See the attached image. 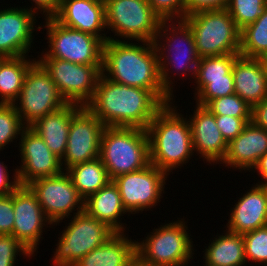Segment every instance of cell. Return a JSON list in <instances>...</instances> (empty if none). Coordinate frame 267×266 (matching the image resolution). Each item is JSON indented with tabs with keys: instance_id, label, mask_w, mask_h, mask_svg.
<instances>
[{
	"instance_id": "20",
	"label": "cell",
	"mask_w": 267,
	"mask_h": 266,
	"mask_svg": "<svg viewBox=\"0 0 267 266\" xmlns=\"http://www.w3.org/2000/svg\"><path fill=\"white\" fill-rule=\"evenodd\" d=\"M54 18L64 26L93 34L104 43L109 39L105 33L103 0H60L59 11Z\"/></svg>"
},
{
	"instance_id": "33",
	"label": "cell",
	"mask_w": 267,
	"mask_h": 266,
	"mask_svg": "<svg viewBox=\"0 0 267 266\" xmlns=\"http://www.w3.org/2000/svg\"><path fill=\"white\" fill-rule=\"evenodd\" d=\"M26 127L13 104L0 103V151L18 140Z\"/></svg>"
},
{
	"instance_id": "28",
	"label": "cell",
	"mask_w": 267,
	"mask_h": 266,
	"mask_svg": "<svg viewBox=\"0 0 267 266\" xmlns=\"http://www.w3.org/2000/svg\"><path fill=\"white\" fill-rule=\"evenodd\" d=\"M29 57H7L0 64V103L13 104L18 98L26 73L37 60Z\"/></svg>"
},
{
	"instance_id": "26",
	"label": "cell",
	"mask_w": 267,
	"mask_h": 266,
	"mask_svg": "<svg viewBox=\"0 0 267 266\" xmlns=\"http://www.w3.org/2000/svg\"><path fill=\"white\" fill-rule=\"evenodd\" d=\"M126 233H115L73 266H128L136 256V240Z\"/></svg>"
},
{
	"instance_id": "32",
	"label": "cell",
	"mask_w": 267,
	"mask_h": 266,
	"mask_svg": "<svg viewBox=\"0 0 267 266\" xmlns=\"http://www.w3.org/2000/svg\"><path fill=\"white\" fill-rule=\"evenodd\" d=\"M195 103L205 107L211 100L231 94H235L232 71L227 79L195 80ZM197 91V92H196Z\"/></svg>"
},
{
	"instance_id": "3",
	"label": "cell",
	"mask_w": 267,
	"mask_h": 266,
	"mask_svg": "<svg viewBox=\"0 0 267 266\" xmlns=\"http://www.w3.org/2000/svg\"><path fill=\"white\" fill-rule=\"evenodd\" d=\"M173 105L174 102L166 104L147 128L150 163L168 175L173 169L182 168L194 156L188 118Z\"/></svg>"
},
{
	"instance_id": "43",
	"label": "cell",
	"mask_w": 267,
	"mask_h": 266,
	"mask_svg": "<svg viewBox=\"0 0 267 266\" xmlns=\"http://www.w3.org/2000/svg\"><path fill=\"white\" fill-rule=\"evenodd\" d=\"M11 177L9 176V171L7 165H4V162L0 161V196L8 195L14 192V190L19 186L17 172L13 173Z\"/></svg>"
},
{
	"instance_id": "10",
	"label": "cell",
	"mask_w": 267,
	"mask_h": 266,
	"mask_svg": "<svg viewBox=\"0 0 267 266\" xmlns=\"http://www.w3.org/2000/svg\"><path fill=\"white\" fill-rule=\"evenodd\" d=\"M64 229L58 237L52 257L54 266H73L115 234L105 223L89 216L85 211L71 217Z\"/></svg>"
},
{
	"instance_id": "19",
	"label": "cell",
	"mask_w": 267,
	"mask_h": 266,
	"mask_svg": "<svg viewBox=\"0 0 267 266\" xmlns=\"http://www.w3.org/2000/svg\"><path fill=\"white\" fill-rule=\"evenodd\" d=\"M188 121L191 128L193 149L206 163L221 164L226 156L228 143L223 138L215 121V115L206 107L195 105Z\"/></svg>"
},
{
	"instance_id": "1",
	"label": "cell",
	"mask_w": 267,
	"mask_h": 266,
	"mask_svg": "<svg viewBox=\"0 0 267 266\" xmlns=\"http://www.w3.org/2000/svg\"><path fill=\"white\" fill-rule=\"evenodd\" d=\"M137 42L108 39L103 46L102 75L116 83L151 90L165 104L172 103L174 97L161 82L154 42Z\"/></svg>"
},
{
	"instance_id": "4",
	"label": "cell",
	"mask_w": 267,
	"mask_h": 266,
	"mask_svg": "<svg viewBox=\"0 0 267 266\" xmlns=\"http://www.w3.org/2000/svg\"><path fill=\"white\" fill-rule=\"evenodd\" d=\"M154 45L158 52L162 85L174 97L175 76L184 78L187 75L184 79L188 77L189 80V76L194 79L200 60L192 30L185 20H162Z\"/></svg>"
},
{
	"instance_id": "35",
	"label": "cell",
	"mask_w": 267,
	"mask_h": 266,
	"mask_svg": "<svg viewBox=\"0 0 267 266\" xmlns=\"http://www.w3.org/2000/svg\"><path fill=\"white\" fill-rule=\"evenodd\" d=\"M214 115H228L236 118H251L252 107L237 94L211 100L205 106Z\"/></svg>"
},
{
	"instance_id": "42",
	"label": "cell",
	"mask_w": 267,
	"mask_h": 266,
	"mask_svg": "<svg viewBox=\"0 0 267 266\" xmlns=\"http://www.w3.org/2000/svg\"><path fill=\"white\" fill-rule=\"evenodd\" d=\"M35 4L34 8L29 6L27 9L37 16L38 12H43L44 19L54 18L59 11L60 0H30Z\"/></svg>"
},
{
	"instance_id": "24",
	"label": "cell",
	"mask_w": 267,
	"mask_h": 266,
	"mask_svg": "<svg viewBox=\"0 0 267 266\" xmlns=\"http://www.w3.org/2000/svg\"><path fill=\"white\" fill-rule=\"evenodd\" d=\"M232 73L235 94L251 107L267 98V76L258 58L239 55Z\"/></svg>"
},
{
	"instance_id": "2",
	"label": "cell",
	"mask_w": 267,
	"mask_h": 266,
	"mask_svg": "<svg viewBox=\"0 0 267 266\" xmlns=\"http://www.w3.org/2000/svg\"><path fill=\"white\" fill-rule=\"evenodd\" d=\"M166 104L151 90L116 83L102 74L86 106L105 127L147 129Z\"/></svg>"
},
{
	"instance_id": "39",
	"label": "cell",
	"mask_w": 267,
	"mask_h": 266,
	"mask_svg": "<svg viewBox=\"0 0 267 266\" xmlns=\"http://www.w3.org/2000/svg\"><path fill=\"white\" fill-rule=\"evenodd\" d=\"M215 121L223 138L227 143H229L243 131L246 124L251 121V118H236L228 115H215Z\"/></svg>"
},
{
	"instance_id": "44",
	"label": "cell",
	"mask_w": 267,
	"mask_h": 266,
	"mask_svg": "<svg viewBox=\"0 0 267 266\" xmlns=\"http://www.w3.org/2000/svg\"><path fill=\"white\" fill-rule=\"evenodd\" d=\"M251 121L267 130V98L252 107Z\"/></svg>"
},
{
	"instance_id": "9",
	"label": "cell",
	"mask_w": 267,
	"mask_h": 266,
	"mask_svg": "<svg viewBox=\"0 0 267 266\" xmlns=\"http://www.w3.org/2000/svg\"><path fill=\"white\" fill-rule=\"evenodd\" d=\"M46 21V22H45ZM48 46L40 58H58L81 65H102L104 42L93 34L45 19ZM49 48V49H48Z\"/></svg>"
},
{
	"instance_id": "13",
	"label": "cell",
	"mask_w": 267,
	"mask_h": 266,
	"mask_svg": "<svg viewBox=\"0 0 267 266\" xmlns=\"http://www.w3.org/2000/svg\"><path fill=\"white\" fill-rule=\"evenodd\" d=\"M28 186L37 196L43 212L53 226L71 217V213L74 216L84 211V199L66 171L35 179Z\"/></svg>"
},
{
	"instance_id": "7",
	"label": "cell",
	"mask_w": 267,
	"mask_h": 266,
	"mask_svg": "<svg viewBox=\"0 0 267 266\" xmlns=\"http://www.w3.org/2000/svg\"><path fill=\"white\" fill-rule=\"evenodd\" d=\"M184 20L192 30L200 58L239 53L241 30L226 9L200 11Z\"/></svg>"
},
{
	"instance_id": "45",
	"label": "cell",
	"mask_w": 267,
	"mask_h": 266,
	"mask_svg": "<svg viewBox=\"0 0 267 266\" xmlns=\"http://www.w3.org/2000/svg\"><path fill=\"white\" fill-rule=\"evenodd\" d=\"M252 171H257V175L261 176V181L256 184L267 185V153L258 160Z\"/></svg>"
},
{
	"instance_id": "6",
	"label": "cell",
	"mask_w": 267,
	"mask_h": 266,
	"mask_svg": "<svg viewBox=\"0 0 267 266\" xmlns=\"http://www.w3.org/2000/svg\"><path fill=\"white\" fill-rule=\"evenodd\" d=\"M165 224V225H164ZM136 241V256L153 266H187L193 259L194 247L187 221L172 220Z\"/></svg>"
},
{
	"instance_id": "47",
	"label": "cell",
	"mask_w": 267,
	"mask_h": 266,
	"mask_svg": "<svg viewBox=\"0 0 267 266\" xmlns=\"http://www.w3.org/2000/svg\"><path fill=\"white\" fill-rule=\"evenodd\" d=\"M258 59L262 65L264 73L267 76V52L262 54Z\"/></svg>"
},
{
	"instance_id": "40",
	"label": "cell",
	"mask_w": 267,
	"mask_h": 266,
	"mask_svg": "<svg viewBox=\"0 0 267 266\" xmlns=\"http://www.w3.org/2000/svg\"><path fill=\"white\" fill-rule=\"evenodd\" d=\"M13 193L0 196V235H13Z\"/></svg>"
},
{
	"instance_id": "14",
	"label": "cell",
	"mask_w": 267,
	"mask_h": 266,
	"mask_svg": "<svg viewBox=\"0 0 267 266\" xmlns=\"http://www.w3.org/2000/svg\"><path fill=\"white\" fill-rule=\"evenodd\" d=\"M167 176L165 171L150 163L141 170L122 174L113 179L129 216L144 209L149 211L158 205L165 192Z\"/></svg>"
},
{
	"instance_id": "11",
	"label": "cell",
	"mask_w": 267,
	"mask_h": 266,
	"mask_svg": "<svg viewBox=\"0 0 267 266\" xmlns=\"http://www.w3.org/2000/svg\"><path fill=\"white\" fill-rule=\"evenodd\" d=\"M66 104L49 72L38 60L30 66L24 78L21 93L13 102L22 122L27 127Z\"/></svg>"
},
{
	"instance_id": "18",
	"label": "cell",
	"mask_w": 267,
	"mask_h": 266,
	"mask_svg": "<svg viewBox=\"0 0 267 266\" xmlns=\"http://www.w3.org/2000/svg\"><path fill=\"white\" fill-rule=\"evenodd\" d=\"M36 17L26 6L0 9V55L28 56L34 43Z\"/></svg>"
},
{
	"instance_id": "23",
	"label": "cell",
	"mask_w": 267,
	"mask_h": 266,
	"mask_svg": "<svg viewBox=\"0 0 267 266\" xmlns=\"http://www.w3.org/2000/svg\"><path fill=\"white\" fill-rule=\"evenodd\" d=\"M82 108V106L67 103L60 109L37 119L29 127L44 140L52 153L62 159L67 148L72 118Z\"/></svg>"
},
{
	"instance_id": "27",
	"label": "cell",
	"mask_w": 267,
	"mask_h": 266,
	"mask_svg": "<svg viewBox=\"0 0 267 266\" xmlns=\"http://www.w3.org/2000/svg\"><path fill=\"white\" fill-rule=\"evenodd\" d=\"M203 251L204 266H246L243 235L224 230ZM224 234V235H223Z\"/></svg>"
},
{
	"instance_id": "5",
	"label": "cell",
	"mask_w": 267,
	"mask_h": 266,
	"mask_svg": "<svg viewBox=\"0 0 267 266\" xmlns=\"http://www.w3.org/2000/svg\"><path fill=\"white\" fill-rule=\"evenodd\" d=\"M99 158L110 180L145 168L150 164L147 129L105 127L101 135Z\"/></svg>"
},
{
	"instance_id": "31",
	"label": "cell",
	"mask_w": 267,
	"mask_h": 266,
	"mask_svg": "<svg viewBox=\"0 0 267 266\" xmlns=\"http://www.w3.org/2000/svg\"><path fill=\"white\" fill-rule=\"evenodd\" d=\"M239 53L223 56L202 57L198 61L194 80L227 79Z\"/></svg>"
},
{
	"instance_id": "46",
	"label": "cell",
	"mask_w": 267,
	"mask_h": 266,
	"mask_svg": "<svg viewBox=\"0 0 267 266\" xmlns=\"http://www.w3.org/2000/svg\"><path fill=\"white\" fill-rule=\"evenodd\" d=\"M128 266H153L143 262L139 257L135 256Z\"/></svg>"
},
{
	"instance_id": "37",
	"label": "cell",
	"mask_w": 267,
	"mask_h": 266,
	"mask_svg": "<svg viewBox=\"0 0 267 266\" xmlns=\"http://www.w3.org/2000/svg\"><path fill=\"white\" fill-rule=\"evenodd\" d=\"M19 253V254H18ZM18 255L32 257L33 254L13 235H0V266H14Z\"/></svg>"
},
{
	"instance_id": "17",
	"label": "cell",
	"mask_w": 267,
	"mask_h": 266,
	"mask_svg": "<svg viewBox=\"0 0 267 266\" xmlns=\"http://www.w3.org/2000/svg\"><path fill=\"white\" fill-rule=\"evenodd\" d=\"M21 164L14 169L19 185H28L38 178L50 177L63 171L61 159L45 144L30 127H26L19 139Z\"/></svg>"
},
{
	"instance_id": "36",
	"label": "cell",
	"mask_w": 267,
	"mask_h": 266,
	"mask_svg": "<svg viewBox=\"0 0 267 266\" xmlns=\"http://www.w3.org/2000/svg\"><path fill=\"white\" fill-rule=\"evenodd\" d=\"M243 238L247 263L267 266V226L245 233Z\"/></svg>"
},
{
	"instance_id": "30",
	"label": "cell",
	"mask_w": 267,
	"mask_h": 266,
	"mask_svg": "<svg viewBox=\"0 0 267 266\" xmlns=\"http://www.w3.org/2000/svg\"><path fill=\"white\" fill-rule=\"evenodd\" d=\"M267 52V6L256 21L247 25L240 33L239 54L259 58Z\"/></svg>"
},
{
	"instance_id": "34",
	"label": "cell",
	"mask_w": 267,
	"mask_h": 266,
	"mask_svg": "<svg viewBox=\"0 0 267 266\" xmlns=\"http://www.w3.org/2000/svg\"><path fill=\"white\" fill-rule=\"evenodd\" d=\"M267 6V0H229L226 10L242 30L256 21Z\"/></svg>"
},
{
	"instance_id": "12",
	"label": "cell",
	"mask_w": 267,
	"mask_h": 266,
	"mask_svg": "<svg viewBox=\"0 0 267 266\" xmlns=\"http://www.w3.org/2000/svg\"><path fill=\"white\" fill-rule=\"evenodd\" d=\"M49 72L63 99L86 107L94 97L102 65H81L58 58L37 59Z\"/></svg>"
},
{
	"instance_id": "41",
	"label": "cell",
	"mask_w": 267,
	"mask_h": 266,
	"mask_svg": "<svg viewBox=\"0 0 267 266\" xmlns=\"http://www.w3.org/2000/svg\"><path fill=\"white\" fill-rule=\"evenodd\" d=\"M229 0H185L186 16L210 10H223L227 8Z\"/></svg>"
},
{
	"instance_id": "21",
	"label": "cell",
	"mask_w": 267,
	"mask_h": 266,
	"mask_svg": "<svg viewBox=\"0 0 267 266\" xmlns=\"http://www.w3.org/2000/svg\"><path fill=\"white\" fill-rule=\"evenodd\" d=\"M230 210L226 230L245 234L267 226V185L255 184Z\"/></svg>"
},
{
	"instance_id": "22",
	"label": "cell",
	"mask_w": 267,
	"mask_h": 266,
	"mask_svg": "<svg viewBox=\"0 0 267 266\" xmlns=\"http://www.w3.org/2000/svg\"><path fill=\"white\" fill-rule=\"evenodd\" d=\"M266 153L267 130L250 121L243 131L228 143L227 153L221 164L235 170L238 168L240 172H250Z\"/></svg>"
},
{
	"instance_id": "29",
	"label": "cell",
	"mask_w": 267,
	"mask_h": 266,
	"mask_svg": "<svg viewBox=\"0 0 267 266\" xmlns=\"http://www.w3.org/2000/svg\"><path fill=\"white\" fill-rule=\"evenodd\" d=\"M66 172L84 200L111 181L99 157L74 165L68 168Z\"/></svg>"
},
{
	"instance_id": "38",
	"label": "cell",
	"mask_w": 267,
	"mask_h": 266,
	"mask_svg": "<svg viewBox=\"0 0 267 266\" xmlns=\"http://www.w3.org/2000/svg\"><path fill=\"white\" fill-rule=\"evenodd\" d=\"M152 10L161 20H184L185 0H148Z\"/></svg>"
},
{
	"instance_id": "8",
	"label": "cell",
	"mask_w": 267,
	"mask_h": 266,
	"mask_svg": "<svg viewBox=\"0 0 267 266\" xmlns=\"http://www.w3.org/2000/svg\"><path fill=\"white\" fill-rule=\"evenodd\" d=\"M103 1L106 28L115 34L113 38L109 37L110 40L155 41L162 20L148 0Z\"/></svg>"
},
{
	"instance_id": "25",
	"label": "cell",
	"mask_w": 267,
	"mask_h": 266,
	"mask_svg": "<svg viewBox=\"0 0 267 266\" xmlns=\"http://www.w3.org/2000/svg\"><path fill=\"white\" fill-rule=\"evenodd\" d=\"M84 211L105 223L115 233H124L126 230L121 217L128 212L122 204L119 189L113 180L84 200Z\"/></svg>"
},
{
	"instance_id": "48",
	"label": "cell",
	"mask_w": 267,
	"mask_h": 266,
	"mask_svg": "<svg viewBox=\"0 0 267 266\" xmlns=\"http://www.w3.org/2000/svg\"><path fill=\"white\" fill-rule=\"evenodd\" d=\"M7 57H4L2 55H0V64L6 59Z\"/></svg>"
},
{
	"instance_id": "16",
	"label": "cell",
	"mask_w": 267,
	"mask_h": 266,
	"mask_svg": "<svg viewBox=\"0 0 267 266\" xmlns=\"http://www.w3.org/2000/svg\"><path fill=\"white\" fill-rule=\"evenodd\" d=\"M13 236L34 255L43 234V227L53 225L28 185H19L13 192Z\"/></svg>"
},
{
	"instance_id": "15",
	"label": "cell",
	"mask_w": 267,
	"mask_h": 266,
	"mask_svg": "<svg viewBox=\"0 0 267 266\" xmlns=\"http://www.w3.org/2000/svg\"><path fill=\"white\" fill-rule=\"evenodd\" d=\"M105 125L87 107H83L70 124L67 148L61 159L63 171L99 157L101 135Z\"/></svg>"
}]
</instances>
